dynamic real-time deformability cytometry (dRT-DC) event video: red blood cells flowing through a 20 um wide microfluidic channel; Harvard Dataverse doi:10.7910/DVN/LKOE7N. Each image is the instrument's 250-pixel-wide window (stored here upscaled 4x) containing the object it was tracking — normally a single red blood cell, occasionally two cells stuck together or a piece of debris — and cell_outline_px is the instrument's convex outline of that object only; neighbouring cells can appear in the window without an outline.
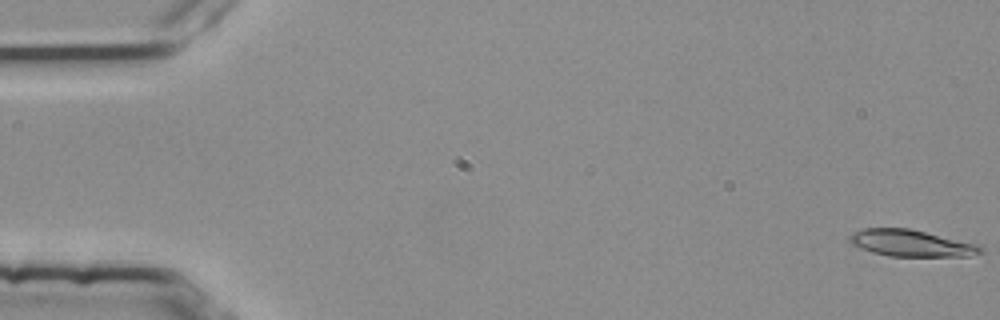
{"species": "common noctule bat (a hibernating species)", "species_latin": "Nyctalus noctula", "temperature_condition": "room temperature", "stored_images_in_passage": 6, "camera_frame_rate_fps": 3000, "um_per_image_px": 0.085, "animal": {"sex": "female", "body_mass_g": 25.1}, "frame": {"image": 1, "passage_image": 1, "time_ms": 0.0, "image_size_px": [1000, 320], "cell_outline_px": [[984, 252], [968, 256], [888, 256], [872, 252], [852, 244], [848, 240], [856, 232], [864, 228], [908, 228], [976, 244], [984, 248]], "centroid_in_image_um": [77.47, 20.68], "position_along_channel_um": 7.5, "area_um2": 19.94}}
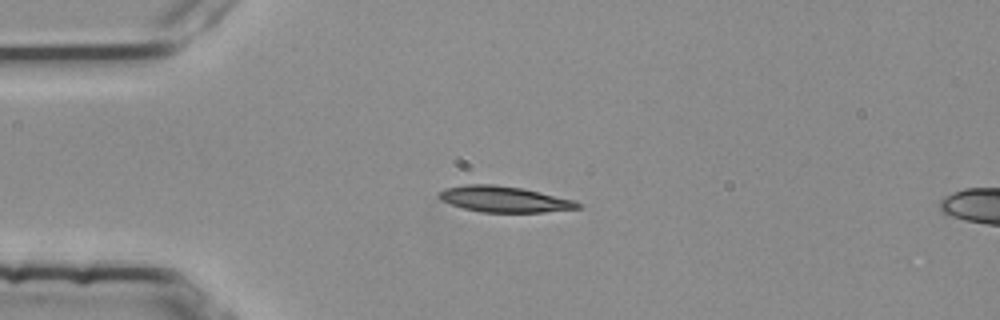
{"frame": {"image": 2, "passage_image": 4, "time_ms": 1.0, "image_size_px": [1000, 320], "cell_outline_px": [[584, 204], [580, 208], [544, 212], [480, 212], [464, 208], [440, 200], [436, 196], [444, 188], [468, 184], [492, 184], [520, 188], [576, 200]], "centroid_in_image_um": [42.87, 16.93], "position_along_channel_um": 42.1, "area_um2": 20.92}}